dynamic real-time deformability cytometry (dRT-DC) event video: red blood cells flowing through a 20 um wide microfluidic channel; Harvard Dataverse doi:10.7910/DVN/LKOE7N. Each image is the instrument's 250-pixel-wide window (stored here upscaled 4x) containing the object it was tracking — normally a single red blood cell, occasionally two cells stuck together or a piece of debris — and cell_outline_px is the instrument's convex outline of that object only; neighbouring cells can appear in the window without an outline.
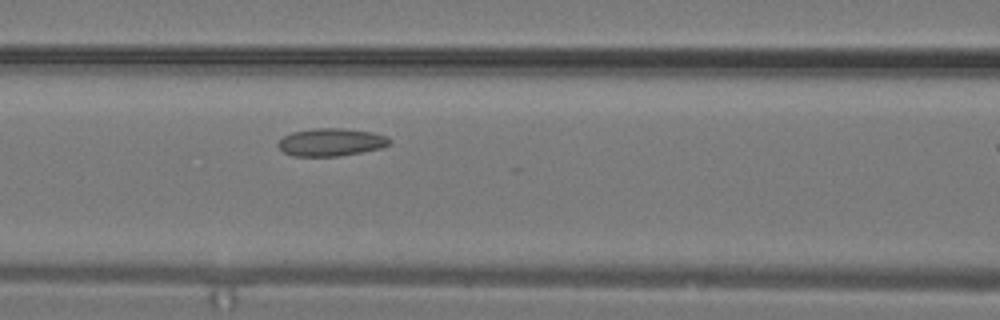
{"species": "common noctule bat (a hibernating species)", "species_latin": "Nyctalus noctula", "temperature_condition": "warm", "stored_images_in_passage": 6, "camera_frame_rate_fps": 3000, "um_per_image_px": 0.085, "animal": {"sex": "male", "body_mass_g": 19.2, "forearm_length_mm": 51.8}, "frame": {"image": 1, "passage_image": 5, "time_ms": 1.333, "image_size_px": [1000, 320], "cell_outline_px": [[392, 144], [380, 148], [340, 156], [292, 156], [284, 152], [276, 144], [284, 136], [292, 132], [316, 128], [344, 128], [372, 132], [388, 136], [392, 140]], "centroid_in_image_um": [28.17, 12.08], "position_along_channel_um": 138.4, "area_um2": 18.09}}